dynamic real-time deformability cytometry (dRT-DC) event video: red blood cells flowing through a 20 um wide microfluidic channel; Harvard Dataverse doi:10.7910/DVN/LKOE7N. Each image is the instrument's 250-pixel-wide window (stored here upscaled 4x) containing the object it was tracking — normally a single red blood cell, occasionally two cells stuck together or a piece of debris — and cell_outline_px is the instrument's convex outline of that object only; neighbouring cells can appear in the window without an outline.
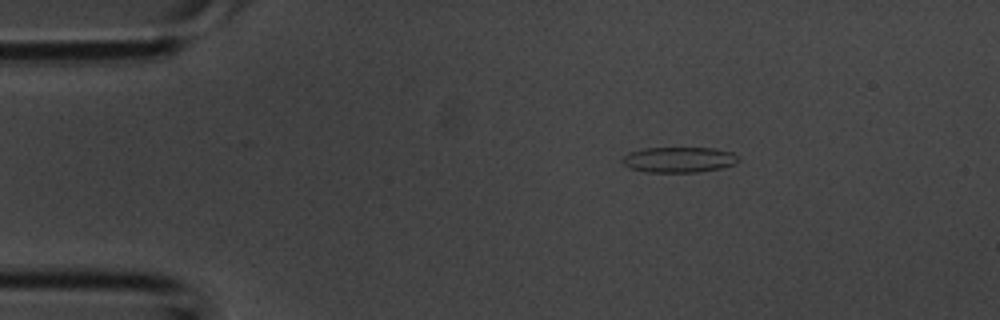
{"species": "common noctule bat (a hibernating species)", "species_latin": "Nyctalus noctula", "temperature_condition": "room temperature", "stored_images_in_passage": 2, "camera_frame_rate_fps": 3000, "um_per_image_px": 0.085, "animal": {"sex": "male", "body_mass_g": 20.1, "forearm_length_mm": 53.5}, "frame": {"image": 1, "passage_image": 1, "time_ms": 0.0, "image_size_px": [1000, 320], "cell_outline_px": [[736, 160], [732, 164], [720, 168], [700, 172], [648, 172], [628, 168], [620, 160], [628, 152], [644, 148], [716, 148], [732, 152], [736, 156]], "centroid_in_image_um": [57.63, 13.57], "position_along_channel_um": 27.4, "area_um2": 17.17}}
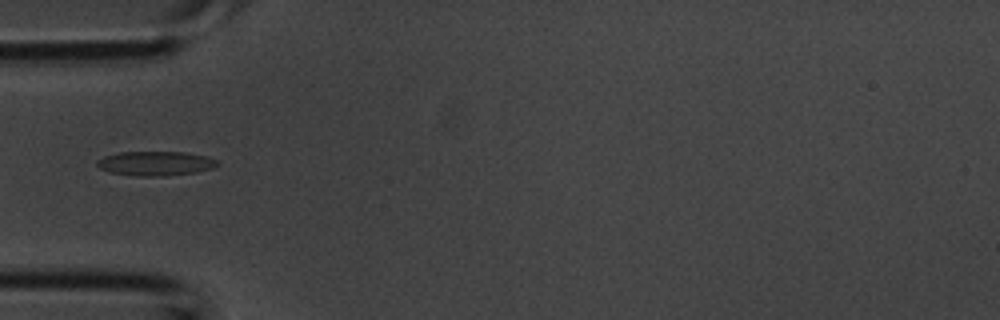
{"frame": {"image": 2, "passage_image": 2, "time_ms": 0.333, "image_size_px": [1000, 320], "cell_outline_px": [[220, 164], [212, 168], [196, 172], [168, 176], [136, 176], [108, 172], [100, 168], [96, 164], [96, 160], [104, 156], [120, 152], [184, 152], [208, 156], [216, 160]], "centroid_in_image_um": [13.21, 13.89], "position_along_channel_um": 71.8, "area_um2": 17.22}}